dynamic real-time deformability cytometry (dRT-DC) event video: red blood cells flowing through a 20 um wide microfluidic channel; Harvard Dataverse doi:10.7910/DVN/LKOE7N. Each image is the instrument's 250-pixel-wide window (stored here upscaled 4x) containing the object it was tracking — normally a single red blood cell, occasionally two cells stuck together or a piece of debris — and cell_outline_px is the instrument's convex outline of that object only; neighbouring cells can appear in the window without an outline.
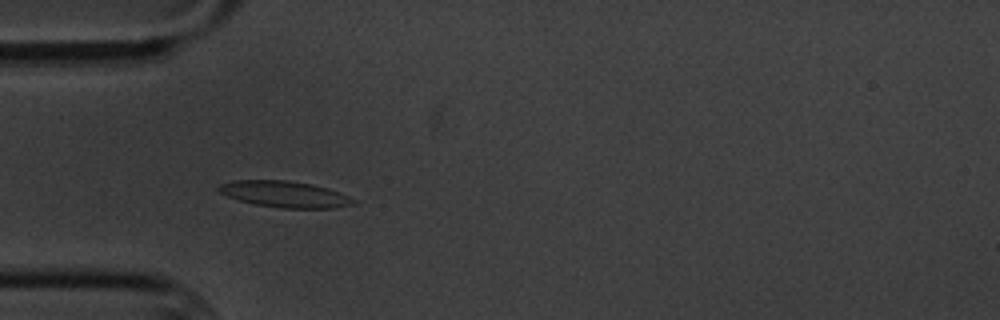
{"species": "common noctule bat (a hibernating species)", "species_latin": "Nyctalus noctula", "temperature_condition": "cold", "stored_images_in_passage": 6, "camera_frame_rate_fps": 3000, "um_per_image_px": 0.085, "animal": {"sex": "male", "body_mass_g": 20.1, "forearm_length_mm": 53.5}, "frame": {"image": 1, "passage_image": 5, "time_ms": 5.667, "image_size_px": [1000, 320], "cell_outline_px": [[356, 204], [332, 208], [280, 208], [252, 204], [228, 196], [220, 192], [216, 188], [220, 184], [232, 180], [288, 180], [312, 184], [328, 188], [348, 196], [356, 200]], "centroid_in_image_um": [24.2, 16.5], "position_along_channel_um": 60.8, "area_um2": 20.69}}
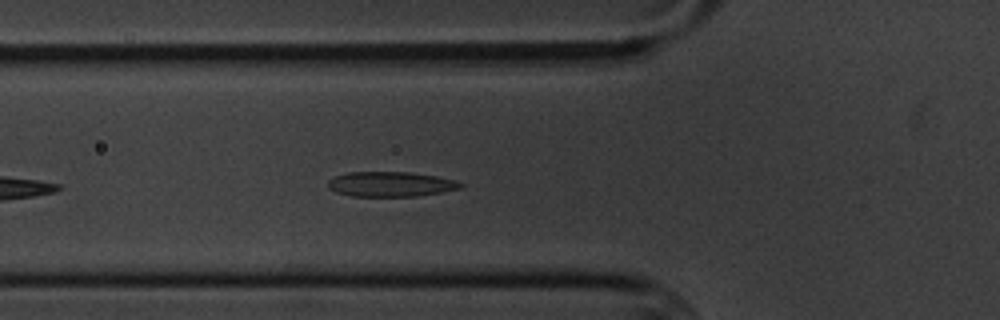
{"frame": {"image": 2, "passage_image": 6, "time_ms": 6.667, "image_size_px": [1000, 320], "cell_outline_px": [[464, 184], [460, 188], [440, 192], [416, 196], [352, 196], [336, 192], [328, 188], [328, 180], [336, 176], [348, 172], [412, 172], [436, 176], [456, 180]], "centroid_in_image_um": [33.2, 15.65], "position_along_channel_um": 92.6, "area_um2": 19.19}}